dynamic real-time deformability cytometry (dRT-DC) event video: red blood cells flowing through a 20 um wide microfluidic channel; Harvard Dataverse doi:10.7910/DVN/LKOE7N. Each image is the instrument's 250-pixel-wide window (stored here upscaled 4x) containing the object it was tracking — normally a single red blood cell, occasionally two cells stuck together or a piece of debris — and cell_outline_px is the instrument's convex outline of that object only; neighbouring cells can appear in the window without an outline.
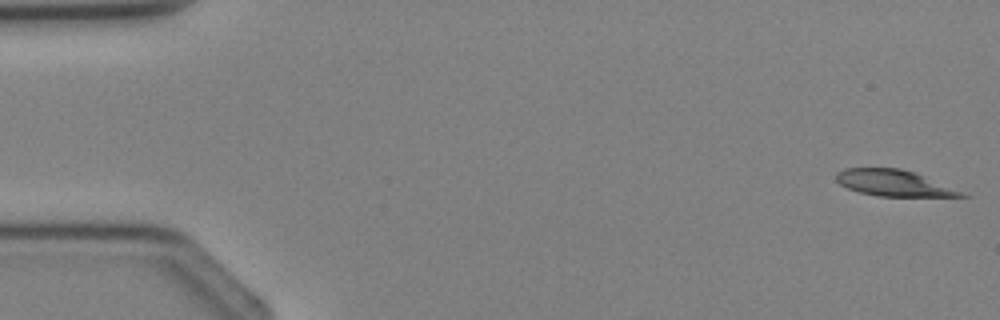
{"species": "Egyptian fruit bat (a non-hibernating species)", "species_latin": "Rousettus aegyptiacus", "temperature_condition": "cold", "stored_images_in_passage": 3, "camera_frame_rate_fps": 3000, "um_per_image_px": 0.085, "animal": {"sex": "female"}, "frame": {"image": 1, "passage_image": 1, "time_ms": 0.0, "image_size_px": [1000, 320], "cell_outline_px": [[972, 196], [880, 196], [860, 192], [848, 188], [840, 184], [836, 180], [836, 172], [844, 168], [900, 168], [924, 176]], "centroid_in_image_um": [75.91, 15.55], "position_along_channel_um": 9.1, "area_um2": 18.67}}